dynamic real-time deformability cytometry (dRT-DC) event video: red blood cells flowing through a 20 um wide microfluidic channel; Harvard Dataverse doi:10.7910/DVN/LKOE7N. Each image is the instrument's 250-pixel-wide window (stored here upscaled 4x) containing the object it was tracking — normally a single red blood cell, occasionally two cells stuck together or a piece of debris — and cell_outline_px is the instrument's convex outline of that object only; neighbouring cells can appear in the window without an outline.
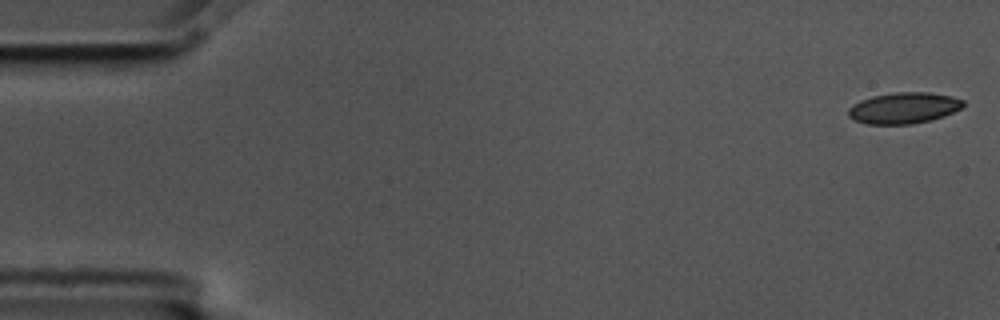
{"species": "common noctule bat (a hibernating species)", "species_latin": "Nyctalus noctula", "temperature_condition": "cold", "stored_images_in_passage": 16, "camera_frame_rate_fps": 3000, "um_per_image_px": 0.085, "animal": {"sex": "male", "body_mass_g": 17.5, "forearm_length_mm": 52.3}, "frame": {"image": 1, "passage_image": 1, "time_ms": 0.0, "image_size_px": [1000, 320], "cell_outline_px": [[964, 104], [960, 108], [944, 116], [932, 120], [912, 124], [868, 124], [856, 120], [848, 116], [848, 108], [852, 104], [860, 100], [872, 96], [896, 92], [928, 92], [952, 96], [964, 100]], "centroid_in_image_um": [76.81, 9.17], "position_along_channel_um": 8.2, "area_um2": 20.87}}